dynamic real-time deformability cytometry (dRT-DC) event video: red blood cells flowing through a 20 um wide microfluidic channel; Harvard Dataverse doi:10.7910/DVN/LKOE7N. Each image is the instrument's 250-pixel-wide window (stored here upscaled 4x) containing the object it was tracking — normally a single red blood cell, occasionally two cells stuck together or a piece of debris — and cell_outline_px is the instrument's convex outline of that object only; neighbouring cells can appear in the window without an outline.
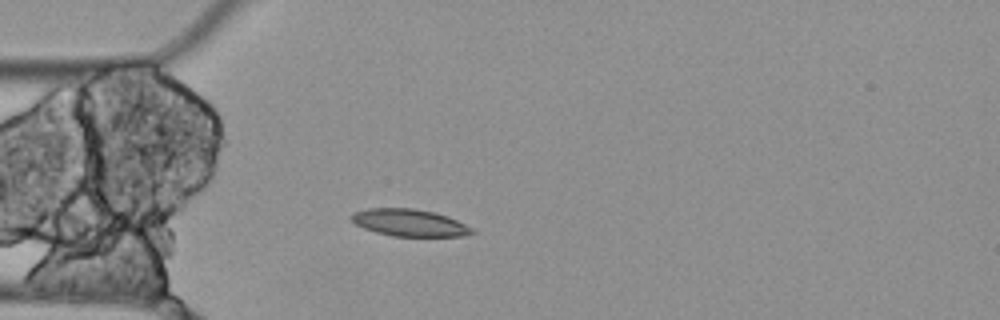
{"species": "Egyptian fruit bat (a non-hibernating species)", "species_latin": "Rousettus aegyptiacus", "temperature_condition": "cold", "stored_images_in_passage": 4, "camera_frame_rate_fps": 3000, "um_per_image_px": 0.085, "animal": {"sex": "female"}, "frame": {"image": 1, "passage_image": 4, "time_ms": 1.0, "image_size_px": [1000, 320], "cell_outline_px": [[476, 232], [464, 236], [392, 236], [376, 232], [364, 228], [356, 224], [348, 216], [352, 212], [368, 208], [412, 208], [436, 212], [448, 216], [472, 228]], "centroid_in_image_um": [34.78, 18.92], "position_along_channel_um": 50.2, "area_um2": 19.13}}